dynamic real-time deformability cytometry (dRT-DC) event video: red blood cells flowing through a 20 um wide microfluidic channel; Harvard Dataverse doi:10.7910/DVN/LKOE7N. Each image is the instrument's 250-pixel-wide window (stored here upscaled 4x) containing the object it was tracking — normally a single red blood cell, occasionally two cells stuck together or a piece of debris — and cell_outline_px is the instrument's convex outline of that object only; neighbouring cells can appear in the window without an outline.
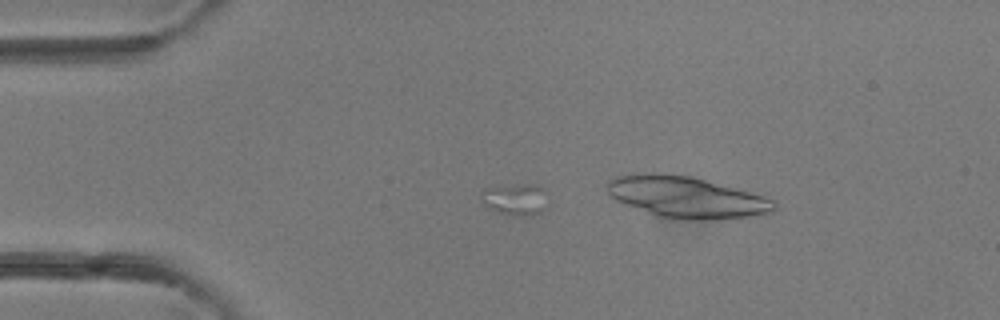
{"species": "common noctule bat (a hibernating species)", "species_latin": "Nyctalus noctula", "temperature_condition": "room temperature", "stored_images_in_passage": 3, "camera_frame_rate_fps": 3000, "um_per_image_px": 0.085, "animal": {"sex": "female"}, "frame": {"image": 1, "passage_image": 2, "time_ms": 1.0, "image_size_px": [1000, 320], "cell_outline_px": [[548, 204], [540, 212], [524, 216], [520, 216], [500, 212], [484, 208], [480, 192], [484, 188], [524, 184], [536, 184], [540, 188]], "centroid_in_image_um": [43.73, 16.95], "position_along_channel_um": 41.3, "area_um2": 12.08}}